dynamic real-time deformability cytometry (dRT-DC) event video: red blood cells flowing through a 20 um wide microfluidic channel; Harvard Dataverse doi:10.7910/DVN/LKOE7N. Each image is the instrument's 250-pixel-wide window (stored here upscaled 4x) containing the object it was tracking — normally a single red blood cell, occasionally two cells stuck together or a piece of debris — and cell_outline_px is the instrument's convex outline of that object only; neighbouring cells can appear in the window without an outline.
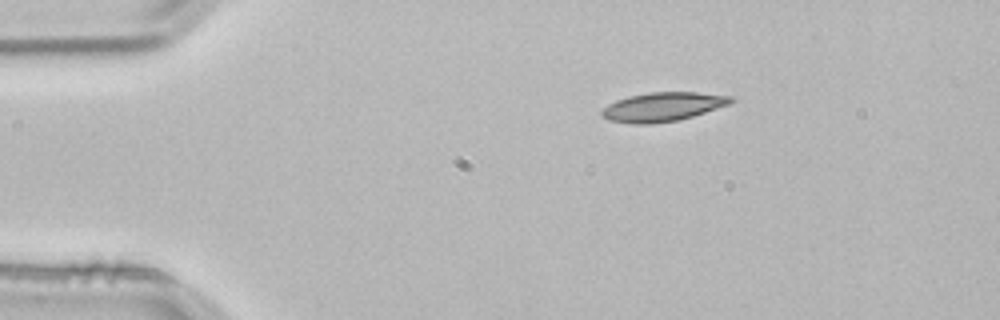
{"species": "common noctule bat (a hibernating species)", "species_latin": "Nyctalus noctula", "temperature_condition": "room temperature", "stored_images_in_passage": 2, "camera_frame_rate_fps": 3000, "um_per_image_px": 0.085, "animal": {"sex": "male", "body_mass_g": 21.5, "forearm_length_mm": 52.0}, "frame": {"image": 1, "passage_image": 1, "time_ms": 0.0, "image_size_px": [1000, 320], "cell_outline_px": [[736, 100], [728, 104], [692, 116], [676, 120], [648, 124], [632, 124], [608, 120], [600, 112], [608, 104], [616, 100], [628, 96], [648, 92], [696, 92], [732, 96]], "centroid_in_image_um": [56.31, 9.07], "position_along_channel_um": 28.7, "area_um2": 21.62}}